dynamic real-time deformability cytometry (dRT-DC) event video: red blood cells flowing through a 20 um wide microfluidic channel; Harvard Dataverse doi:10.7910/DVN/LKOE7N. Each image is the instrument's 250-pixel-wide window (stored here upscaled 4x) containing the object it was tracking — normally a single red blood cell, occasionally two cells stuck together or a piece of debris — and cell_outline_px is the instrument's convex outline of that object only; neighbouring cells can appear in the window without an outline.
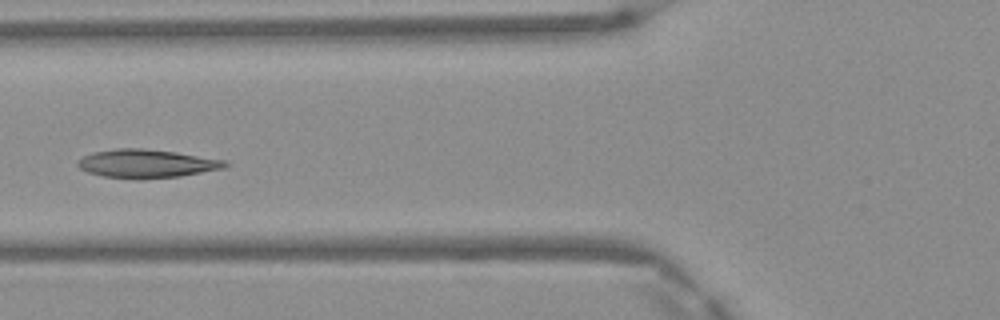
{"species": "Egyptian fruit bat (a non-hibernating species)", "species_latin": "Rousettus aegyptiacus", "temperature_condition": "warm", "stored_images_in_passage": 5, "camera_frame_rate_fps": 3000, "um_per_image_px": 0.085, "frame": {"image": 1, "passage_image": 5, "time_ms": 1.333, "image_size_px": [1000, 320], "cell_outline_px": [[232, 164], [224, 168], [180, 176], [140, 180], [136, 180], [104, 176], [88, 172], [80, 168], [76, 164], [76, 160], [92, 152], [116, 148], [140, 148], [176, 152], [224, 160]], "centroid_in_image_um": [12.44, 13.91], "position_along_channel_um": 113.4, "area_um2": 24.62}}